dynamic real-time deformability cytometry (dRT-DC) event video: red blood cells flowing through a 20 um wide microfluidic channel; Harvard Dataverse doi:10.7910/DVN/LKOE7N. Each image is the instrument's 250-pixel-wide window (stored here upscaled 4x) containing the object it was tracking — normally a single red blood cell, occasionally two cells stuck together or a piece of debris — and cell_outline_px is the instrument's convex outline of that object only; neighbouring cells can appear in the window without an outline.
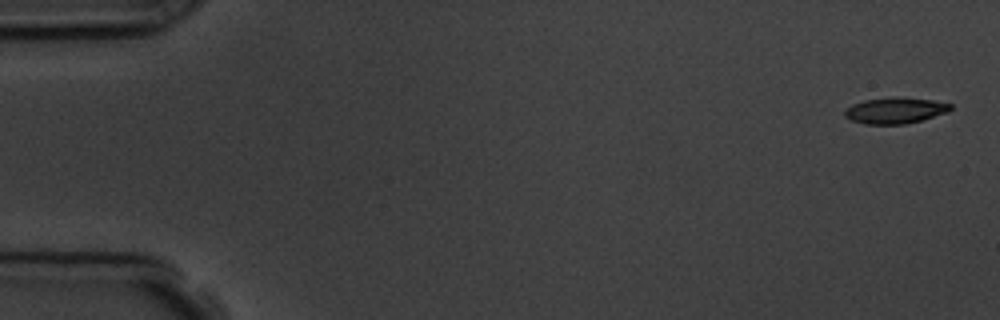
{"species": "common noctule bat (a hibernating species)", "species_latin": "Nyctalus noctula", "temperature_condition": "room temperature", "stored_images_in_passage": 5, "camera_frame_rate_fps": 3000, "um_per_image_px": 0.085, "animal": {"sex": "male", "body_mass_g": 19.5, "forearm_length_mm": 54.6}, "frame": {"image": 1, "passage_image": 1, "time_ms": 0.0, "image_size_px": [1000, 320], "cell_outline_px": [[952, 108], [948, 112], [920, 120], [904, 124], [864, 124], [852, 120], [844, 116], [844, 112], [852, 104], [864, 100], [892, 96], [896, 96], [932, 100], [952, 104]], "centroid_in_image_um": [76.08, 9.38], "position_along_channel_um": 8.9, "area_um2": 16.07}}
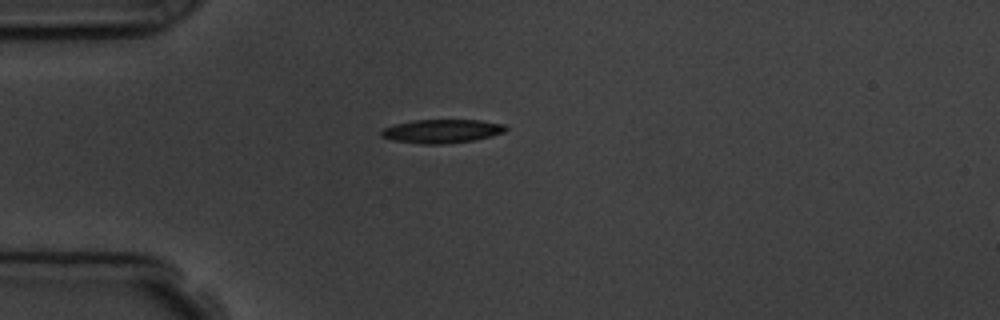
{"frame": {"image": 2, "passage_image": 5, "time_ms": 4.333, "image_size_px": [1000, 320], "cell_outline_px": [[508, 128], [504, 132], [492, 136], [472, 140], [444, 144], [420, 144], [392, 140], [380, 136], [380, 132], [384, 128], [396, 124], [412, 120], [480, 120], [504, 124]], "centroid_in_image_um": [37.55, 11.15], "position_along_channel_um": 47.5, "area_um2": 17.17}}